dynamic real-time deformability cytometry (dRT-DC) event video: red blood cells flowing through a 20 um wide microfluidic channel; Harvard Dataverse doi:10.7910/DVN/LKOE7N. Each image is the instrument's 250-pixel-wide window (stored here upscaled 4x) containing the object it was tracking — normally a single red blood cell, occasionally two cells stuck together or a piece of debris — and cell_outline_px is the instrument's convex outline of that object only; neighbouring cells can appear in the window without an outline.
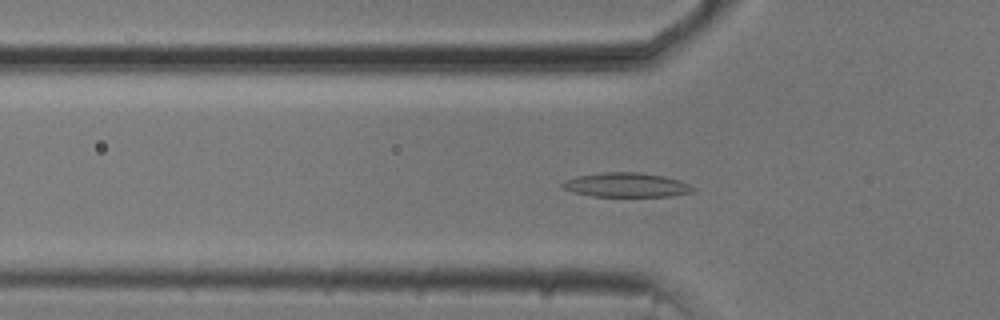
{"species": "common noctule bat (a hibernating species)", "species_latin": "Nyctalus noctula", "temperature_condition": "cold", "stored_images_in_passage": 53, "camera_frame_rate_fps": 3000, "um_per_image_px": 0.085, "animal": {"sex": "male", "body_mass_g": 20.5, "forearm_length_mm": 52.5}, "frame": {"image": 1, "passage_image": 17, "time_ms": 5.333, "image_size_px": [1000, 320], "cell_outline_px": [[696, 188], [692, 192], [672, 196], [592, 196], [572, 192], [564, 188], [560, 184], [576, 176], [604, 172], [640, 172], [664, 176], [680, 180]], "centroid_in_image_um": [53.26, 15.72], "position_along_channel_um": 72.5, "area_um2": 18.44}}
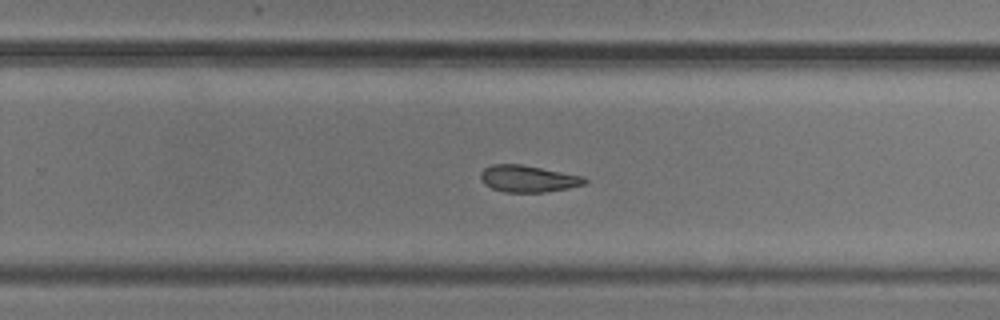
{"frame": {"image": 2, "passage_image": 34, "time_ms": 11.0, "image_size_px": [1000, 320], "cell_outline_px": [[588, 184], [568, 188], [544, 192], [504, 192], [492, 188], [484, 184], [480, 180], [480, 172], [484, 168], [492, 164], [520, 164], [584, 176], [588, 180]], "centroid_in_image_um": [44.89, 15.19], "position_along_channel_um": 284.9, "area_um2": 16.36}}
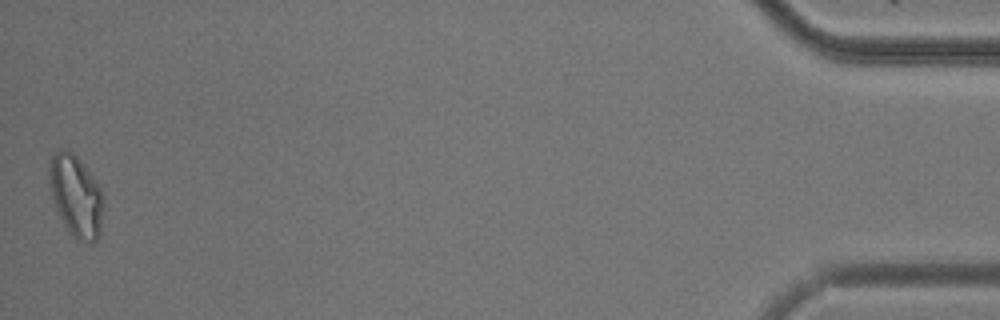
{"frame": {"image": 3, "passage_image": 53, "time_ms": 17.333, "image_size_px": [1000, 320], "cell_outline_px": [[104, 208], [100, 236], [96, 240], [88, 240], [72, 236], [68, 232], [56, 212], [52, 200], [48, 176], [48, 164], [56, 148], [64, 148], [72, 152], [84, 164], [100, 188], [104, 196]], "centroid_in_image_um": [6.43, 16.61], "position_along_channel_um": 428.8, "area_um2": 26.24}, "authors_computed_cell_mechanics": {"area_um2": 17.918, "velocity_mm_per_s": 3.74, "shape_relaxation_time_tau1_ms": 9.3364, "shape_relaxation_time_tau2_ms": null, "deformation_change_tau1": 0.1812, "deformation_change_tau2": null}}